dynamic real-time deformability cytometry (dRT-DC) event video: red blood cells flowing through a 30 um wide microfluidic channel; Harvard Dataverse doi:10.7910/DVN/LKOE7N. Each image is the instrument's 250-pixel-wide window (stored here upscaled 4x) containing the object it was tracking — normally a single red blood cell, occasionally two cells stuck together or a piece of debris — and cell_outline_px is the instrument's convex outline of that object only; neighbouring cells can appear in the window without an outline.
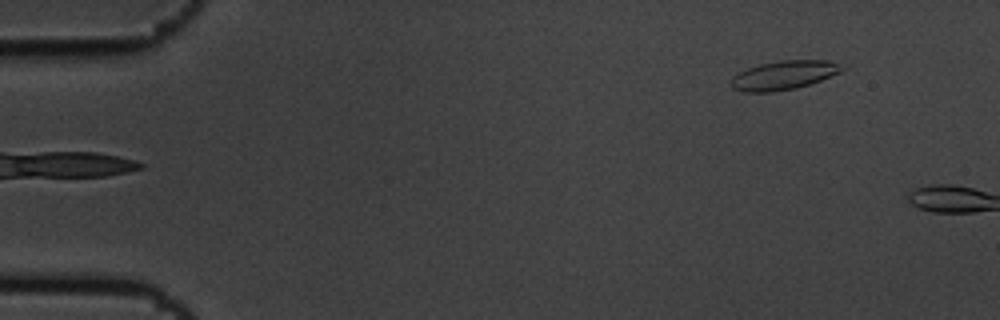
{"species": "common noctule bat (a hibernating species)", "species_latin": "Nyctalus noctula", "temperature_condition": "cold", "stored_images_in_passage": 6, "camera_frame_rate_fps": 3000, "um_per_image_px": 0.085, "animal": {"sex": "male", "body_mass_g": 19.5, "forearm_length_mm": 54.6}, "frame": {"image": 1, "passage_image": 6, "time_ms": 1.667, "image_size_px": [1000, 320], "cell_outline_px": [[848, 68], [840, 72], [820, 80], [796, 88], [772, 92], [744, 92], [732, 88], [732, 76], [748, 68], [760, 64], [780, 60], [828, 60], [840, 64]], "centroid_in_image_um": [66.64, 6.38], "position_along_channel_um": 18.4, "area_um2": 18.61}}